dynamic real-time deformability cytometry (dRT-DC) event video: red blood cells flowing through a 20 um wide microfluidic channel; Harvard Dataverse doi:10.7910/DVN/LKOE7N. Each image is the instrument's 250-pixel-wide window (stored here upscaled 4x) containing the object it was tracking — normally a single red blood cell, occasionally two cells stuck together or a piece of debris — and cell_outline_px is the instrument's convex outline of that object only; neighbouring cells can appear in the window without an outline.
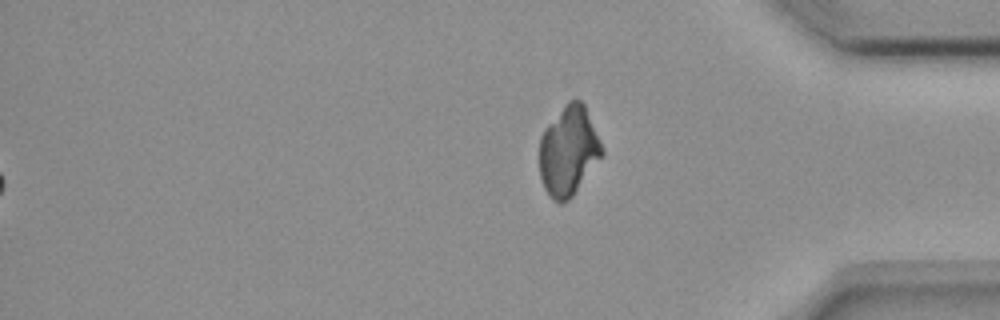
{"species": "common noctule bat (a hibernating species)", "species_latin": "Nyctalus noctula", "temperature_condition": "room temperature", "stored_images_in_passage": 57, "segment_of_instrument_passage": [2, 2], "camera_frame_rate_fps": 3000, "um_per_image_px": 0.085, "animal": {"sex": "female", "body_mass_g": 18.4}, "frame": {"image": 1, "passage_image": 57, "time_ms": 18.667, "image_size_px": [1000, 320], "cell_outline_px": [[604, 152], [572, 196], [568, 200], [560, 204], [552, 200], [548, 196], [544, 188], [540, 176], [540, 136], [544, 128], [568, 100], [580, 100], [584, 104], [604, 148]], "centroid_in_image_um": [48.3, 12.83], "position_along_channel_um": 386.9, "area_um2": 32.43}}